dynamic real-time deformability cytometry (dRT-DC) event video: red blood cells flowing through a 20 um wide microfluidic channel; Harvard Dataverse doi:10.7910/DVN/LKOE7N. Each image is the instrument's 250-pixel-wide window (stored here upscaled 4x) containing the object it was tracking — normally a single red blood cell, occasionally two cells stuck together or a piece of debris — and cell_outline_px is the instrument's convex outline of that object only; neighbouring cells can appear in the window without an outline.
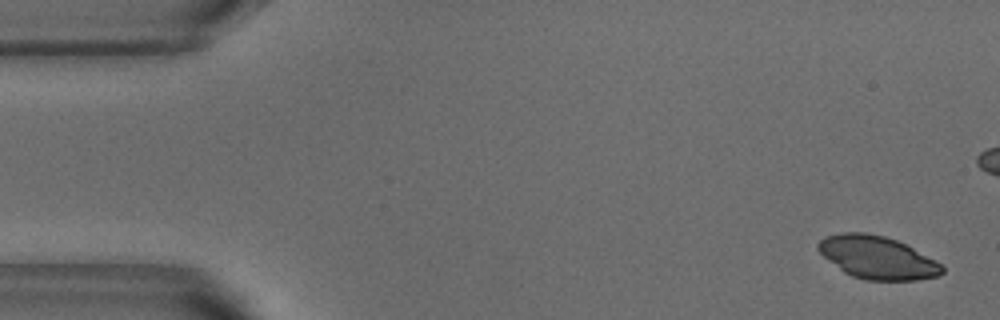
{"species": "common noctule bat (a hibernating species)", "species_latin": "Nyctalus noctula", "temperature_condition": "warm", "stored_images_in_passage": 44, "camera_frame_rate_fps": 3000, "um_per_image_px": 0.085, "animal": {"sex": "male", "body_mass_g": 18.8}, "frame": {"image": 1, "passage_image": 1, "time_ms": 0.0, "image_size_px": [1000, 320], "cell_outline_px": [[944, 272], [940, 276], [916, 280], [864, 280], [852, 276], [844, 272], [828, 260], [816, 248], [816, 244], [824, 236], [840, 232], [868, 232], [884, 236], [896, 240], [936, 260], [944, 268]], "centroid_in_image_um": [74.55, 21.88], "position_along_channel_um": 10.5, "area_um2": 30.98}}